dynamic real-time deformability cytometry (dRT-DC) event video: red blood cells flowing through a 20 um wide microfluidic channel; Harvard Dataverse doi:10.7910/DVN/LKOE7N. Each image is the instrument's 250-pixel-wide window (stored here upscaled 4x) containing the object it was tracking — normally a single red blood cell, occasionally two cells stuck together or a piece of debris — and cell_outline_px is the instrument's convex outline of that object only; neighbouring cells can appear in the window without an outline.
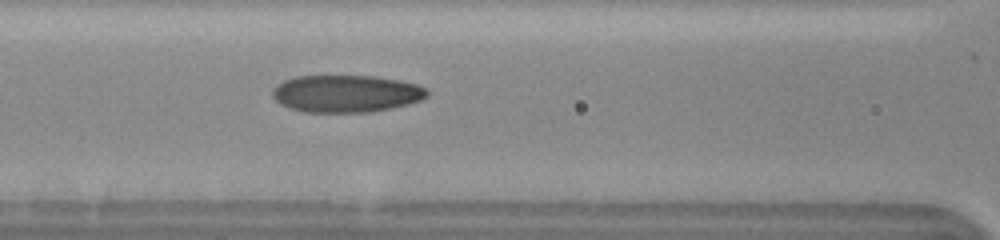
{"species": "human", "species_latin": "Homo sapiens", "temperature_condition": "cold", "stored_images_in_passage": 44, "camera_frame_rate_fps": 3000, "um_per_image_px": 0.085, "donor": {"sex": "female"}, "frame": {"image": 1, "passage_image": 20, "time_ms": 6.333, "image_size_px": [1000, 240], "cell_outline_px": [[428, 96], [420, 100], [408, 104], [372, 112], [304, 112], [288, 108], [280, 104], [272, 96], [272, 92], [276, 84], [284, 80], [296, 76], [372, 76], [400, 80], [416, 84], [428, 88]], "centroid_in_image_um": [29.41, 7.96], "position_along_channel_um": 137.2, "area_um2": 33.76}}
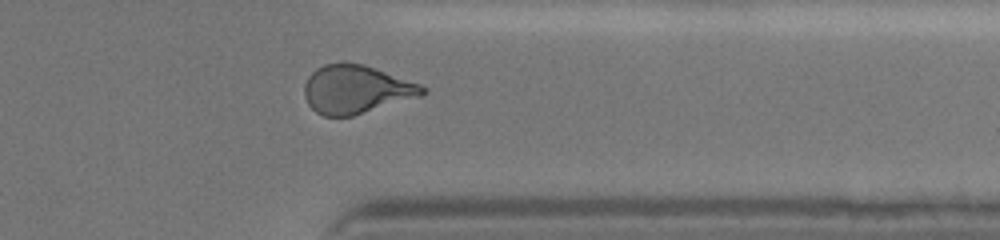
{"frame": {"image": 2, "passage_image": 40, "time_ms": 13.0, "image_size_px": [1000, 240], "cell_outline_px": [[428, 92], [420, 96], [352, 116], [324, 116], [316, 112], [308, 104], [304, 96], [304, 84], [308, 76], [316, 68], [324, 64], [364, 64], [420, 84], [428, 88]], "centroid_in_image_um": [30.27, 7.61], "position_along_channel_um": 381.1, "area_um2": 33.0}}